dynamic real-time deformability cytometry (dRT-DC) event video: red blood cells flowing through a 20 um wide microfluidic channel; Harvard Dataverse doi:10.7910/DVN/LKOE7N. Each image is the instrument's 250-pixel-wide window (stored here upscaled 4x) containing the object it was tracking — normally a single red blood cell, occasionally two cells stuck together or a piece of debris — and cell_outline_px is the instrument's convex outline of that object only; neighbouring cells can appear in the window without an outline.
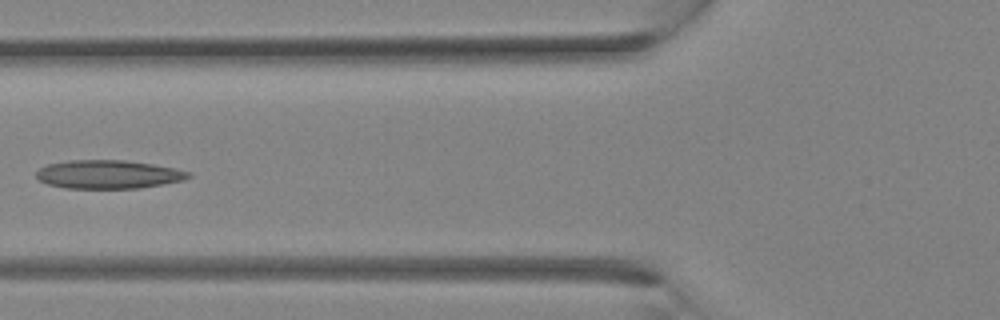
{"species": "Egyptian fruit bat (a non-hibernating species)", "species_latin": "Rousettus aegyptiacus", "temperature_condition": "room temperature", "stored_images_in_passage": 3, "camera_frame_rate_fps": 3000, "um_per_image_px": 0.085, "animal": {"sex": "female"}, "frame": {"image": 1, "passage_image": 3, "time_ms": 0.667, "image_size_px": [1000, 320], "cell_outline_px": [[192, 176], [184, 180], [140, 188], [64, 188], [48, 184], [40, 180], [36, 176], [36, 172], [40, 168], [48, 164], [68, 160], [124, 160], [152, 164], [176, 168], [192, 172]], "centroid_in_image_um": [9.23, 14.82], "position_along_channel_um": 116.6, "area_um2": 25.32}}